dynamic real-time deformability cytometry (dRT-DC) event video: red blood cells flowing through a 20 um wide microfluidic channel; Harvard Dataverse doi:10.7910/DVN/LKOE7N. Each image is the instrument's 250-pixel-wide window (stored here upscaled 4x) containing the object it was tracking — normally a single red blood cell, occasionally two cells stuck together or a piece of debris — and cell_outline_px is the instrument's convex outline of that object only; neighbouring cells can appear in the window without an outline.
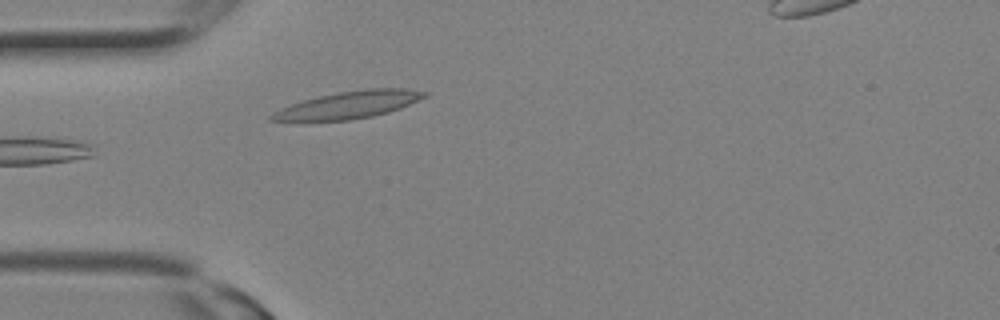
{"species": "Egyptian fruit bat (a non-hibernating species)", "species_latin": "Rousettus aegyptiacus", "temperature_condition": "room temperature", "stored_images_in_passage": 3, "camera_frame_rate_fps": 3000, "um_per_image_px": 0.085, "animal": {"sex": "female"}, "frame": {"image": 1, "passage_image": 1, "time_ms": 0.0, "image_size_px": [1000, 320], "cell_outline_px": [[428, 96], [400, 108], [388, 112], [372, 116], [348, 120], [268, 120], [268, 116], [280, 108], [304, 100], [336, 92], [368, 88], [408, 88], [428, 92]], "centroid_in_image_um": [29.7, 8.89], "position_along_channel_um": 55.3, "area_um2": 23.99}}
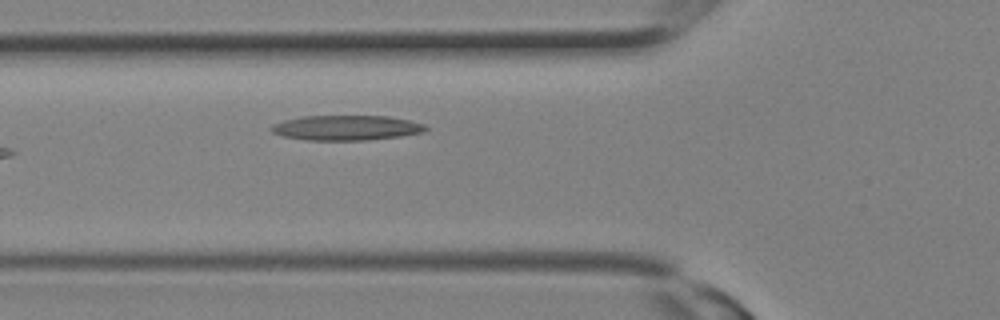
{"frame": {"image": 2, "passage_image": 3, "time_ms": 0.667, "image_size_px": [1000, 320], "cell_outline_px": [[428, 128], [424, 132], [400, 136], [368, 140], [304, 140], [280, 136], [272, 132], [268, 128], [272, 124], [284, 120], [304, 116], [388, 116], [408, 120], [424, 124]], "centroid_in_image_um": [29.39, 10.86], "position_along_channel_um": 96.4, "area_um2": 22.6}}